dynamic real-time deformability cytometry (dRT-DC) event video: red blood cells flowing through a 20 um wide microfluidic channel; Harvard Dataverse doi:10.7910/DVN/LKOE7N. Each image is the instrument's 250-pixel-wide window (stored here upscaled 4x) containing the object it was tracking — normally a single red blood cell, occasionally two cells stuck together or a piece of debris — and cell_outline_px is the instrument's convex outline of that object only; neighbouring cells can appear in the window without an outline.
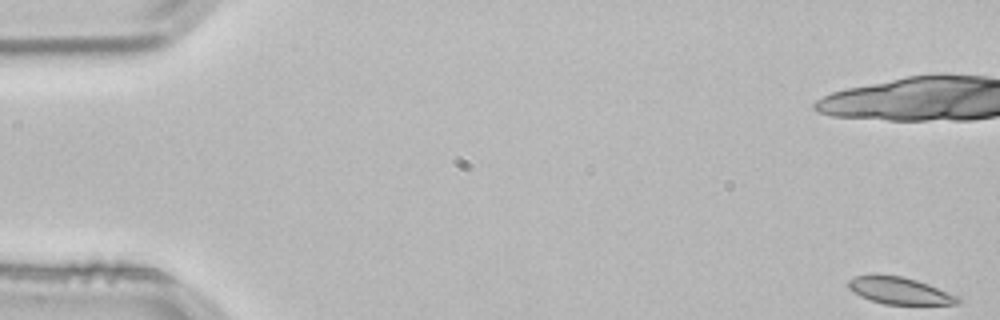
{"species": "common noctule bat (a hibernating species)", "species_latin": "Nyctalus noctula", "temperature_condition": "room temperature", "stored_images_in_passage": 25, "camera_frame_rate_fps": 3000, "um_per_image_px": 0.085, "animal": {"sex": "male", "body_mass_g": 21.5, "forearm_length_mm": 52.0}, "frame": {"image": 1, "passage_image": 1, "time_ms": 0.0, "image_size_px": [1000, 320], "cell_outline_px": [[960, 304], [884, 304], [860, 296], [852, 292], [848, 288], [848, 280], [856, 276], [872, 272], [876, 272], [904, 276], [928, 284], [960, 296]], "centroid_in_image_um": [76.42, 24.67], "position_along_channel_um": 8.6, "area_um2": 17.69}}